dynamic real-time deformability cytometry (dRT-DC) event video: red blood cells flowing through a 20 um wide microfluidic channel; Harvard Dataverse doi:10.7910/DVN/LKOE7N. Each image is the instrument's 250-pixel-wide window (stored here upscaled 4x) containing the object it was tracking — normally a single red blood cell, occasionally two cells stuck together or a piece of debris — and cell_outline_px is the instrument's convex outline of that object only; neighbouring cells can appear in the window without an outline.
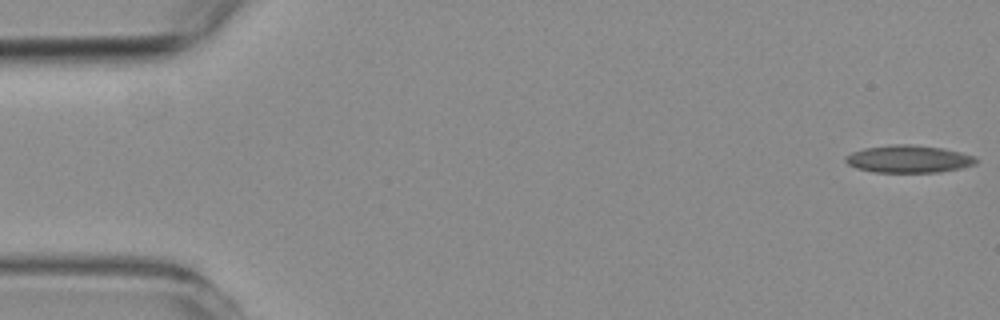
{"species": "common noctule bat (a hibernating species)", "species_latin": "Nyctalus noctula", "temperature_condition": "room temperature", "stored_images_in_passage": 57, "camera_frame_rate_fps": 3000, "um_per_image_px": 0.085, "animal": {"sex": "female", "body_mass_g": 19.3, "forearm_length_mm": 54.1}, "frame": {"image": 1, "passage_image": 1, "time_ms": 0.0, "image_size_px": [1000, 320], "cell_outline_px": [[976, 164], [960, 168], [940, 172], [872, 172], [856, 168], [848, 164], [844, 160], [844, 156], [852, 152], [864, 148], [892, 144], [912, 144], [944, 148], [976, 156]], "centroid_in_image_um": [77.22, 13.51], "position_along_channel_um": 7.8, "area_um2": 21.04}}
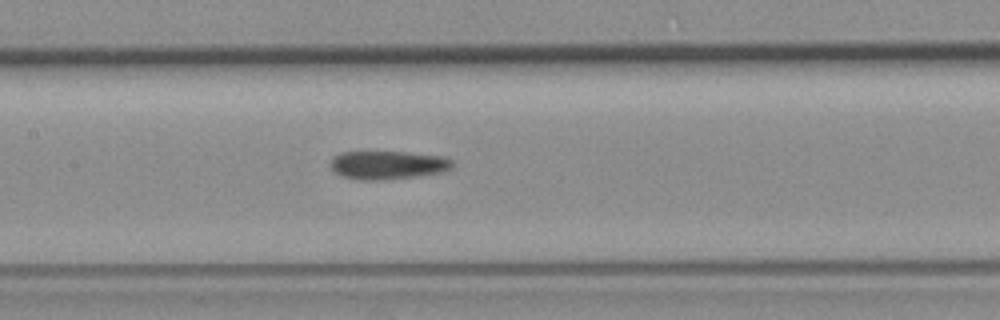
{"frame": {"image": 2, "passage_image": 27, "time_ms": 8.667, "image_size_px": [1000, 320], "cell_outline_px": [[452, 168], [444, 172], [416, 176], [384, 180], [356, 180], [340, 176], [332, 172], [332, 156], [340, 152], [404, 152], [444, 156], [452, 160]], "centroid_in_image_um": [32.94, 14.03], "position_along_channel_um": 174.5, "area_um2": 20.4}}
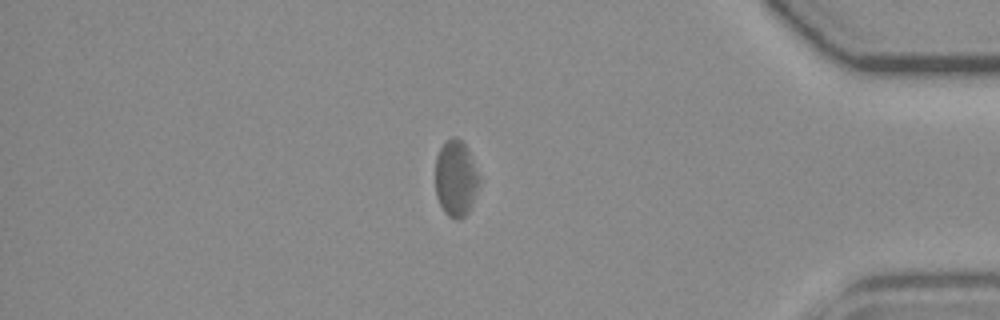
{"frame": {"image": 3, "passage_image": 49, "time_ms": 16.0, "image_size_px": [1000, 320], "cell_outline_px": [[480, 184], [468, 212], [464, 216], [456, 220], [448, 216], [444, 212], [436, 196], [436, 156], [440, 148], [452, 136], [456, 136], [468, 148], [480, 176]], "centroid_in_image_um": [38.76, 15.16], "position_along_channel_um": 396.4, "area_um2": 19.54}}